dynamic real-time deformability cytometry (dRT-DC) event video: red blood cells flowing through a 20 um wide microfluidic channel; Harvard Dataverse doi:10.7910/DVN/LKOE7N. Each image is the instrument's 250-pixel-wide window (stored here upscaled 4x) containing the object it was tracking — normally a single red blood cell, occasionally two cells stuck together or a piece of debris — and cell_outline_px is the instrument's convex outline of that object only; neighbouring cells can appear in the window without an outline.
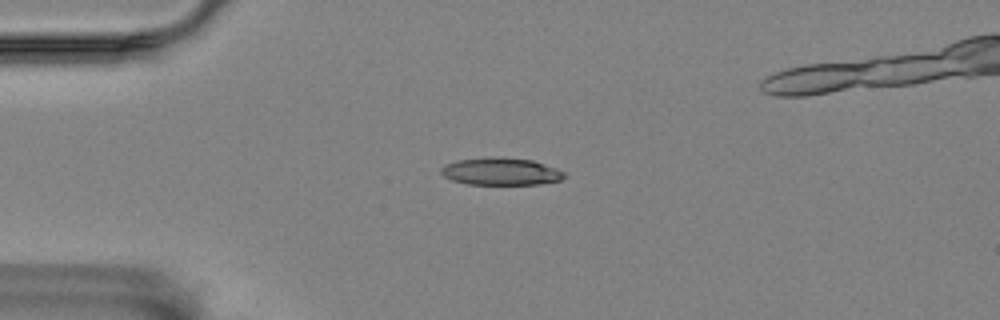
{"species": "Egyptian fruit bat (a non-hibernating species)", "species_latin": "Rousettus aegyptiacus", "temperature_condition": "room temperature", "stored_images_in_passage": 2, "camera_frame_rate_fps": 3000, "um_per_image_px": 0.085, "animal": {"sex": "female"}, "frame": {"image": 1, "passage_image": 1, "time_ms": 0.0, "image_size_px": [1000, 320], "cell_outline_px": [[564, 176], [560, 180], [540, 184], [468, 184], [452, 180], [444, 176], [440, 172], [440, 168], [444, 164], [456, 160], [488, 156], [500, 156], [532, 160], [564, 172]], "centroid_in_image_um": [42.5, 14.56], "position_along_channel_um": 42.5, "area_um2": 19.71}}